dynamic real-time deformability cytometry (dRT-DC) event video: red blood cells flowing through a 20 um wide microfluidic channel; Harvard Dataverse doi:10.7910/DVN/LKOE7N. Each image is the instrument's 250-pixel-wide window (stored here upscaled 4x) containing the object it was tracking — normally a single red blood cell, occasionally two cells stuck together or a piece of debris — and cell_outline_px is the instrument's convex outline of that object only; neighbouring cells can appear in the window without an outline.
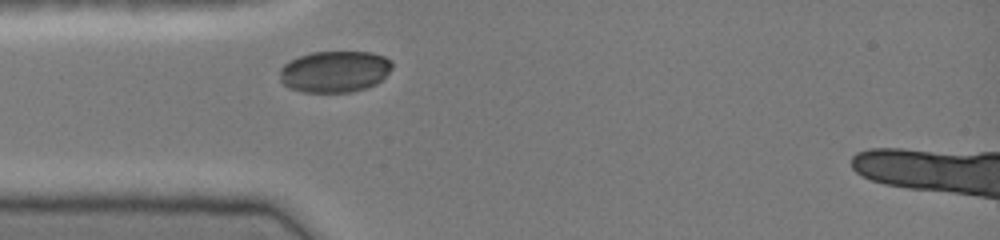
{"species": "common noctule bat (a hibernating species)", "species_latin": "Nyctalus noctula", "temperature_condition": "cold", "stored_images_in_passage": 27, "camera_frame_rate_fps": 3000, "um_per_image_px": 0.085, "animal": {"sex": "female", "body_mass_g": 19.0, "forearm_length_mm": 51.5}, "frame": {"image": 1, "passage_image": 1, "time_ms": 0.0, "image_size_px": [1000, 240], "cell_outline_px": [[392, 68], [376, 84], [352, 92], [304, 92], [288, 88], [280, 80], [280, 68], [288, 60], [312, 52], [372, 52], [384, 56], [392, 60]], "centroid_in_image_um": [28.43, 6.08], "position_along_channel_um": 56.6, "area_um2": 27.22}}
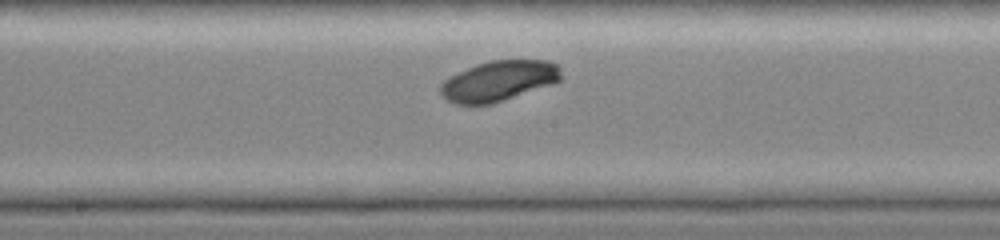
{"frame": {"image": 2, "passage_image": 12, "time_ms": 3.667, "image_size_px": [1000, 240], "cell_outline_px": [[560, 80], [504, 100], [492, 104], [456, 104], [440, 96], [440, 84], [448, 76], [476, 64], [488, 60], [548, 60], [560, 64]], "centroid_in_image_um": [42.34, 6.86], "position_along_channel_um": 205.9, "area_um2": 28.32}}
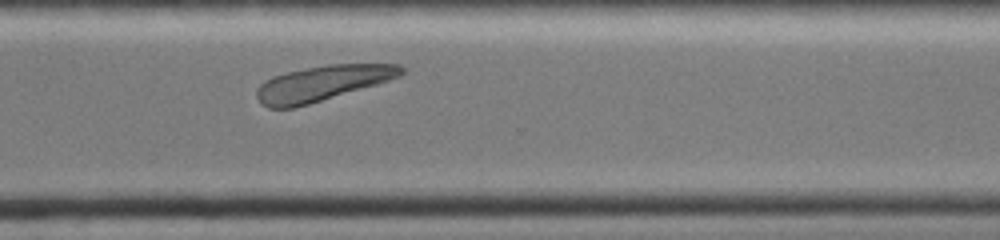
{"frame": {"image": 3, "passage_image": 22, "time_ms": 7.0, "image_size_px": [1000, 240], "cell_outline_px": [[404, 72], [400, 76], [376, 84], [308, 104], [292, 108], [268, 108], [260, 104], [256, 96], [256, 88], [264, 80], [272, 76], [288, 72], [328, 64], [376, 60], [400, 64], [404, 68]], "centroid_in_image_um": [27.48, 7.02], "position_along_channel_um": 343.1, "area_um2": 30.46}}